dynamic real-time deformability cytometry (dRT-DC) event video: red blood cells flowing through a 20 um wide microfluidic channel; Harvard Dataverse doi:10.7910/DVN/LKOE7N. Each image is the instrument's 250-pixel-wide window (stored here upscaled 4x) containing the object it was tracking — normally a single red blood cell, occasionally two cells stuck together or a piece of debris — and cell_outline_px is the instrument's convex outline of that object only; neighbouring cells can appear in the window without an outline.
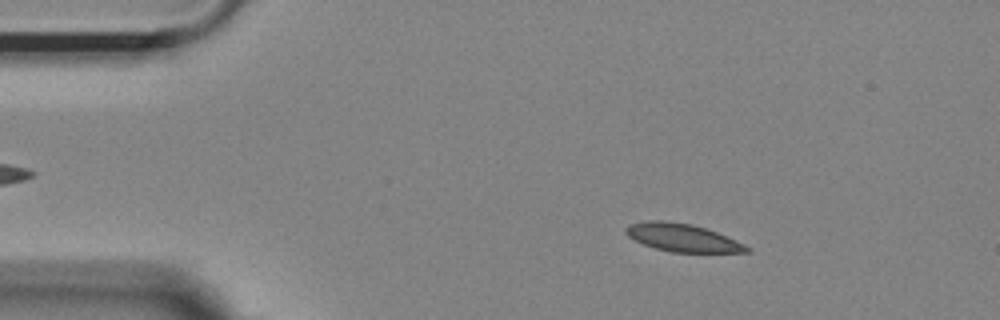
{"species": "Egyptian fruit bat (a non-hibernating species)", "species_latin": "Rousettus aegyptiacus", "temperature_condition": "room temperature", "stored_images_in_passage": 54, "camera_frame_rate_fps": 3000, "um_per_image_px": 0.085, "animal": {"sex": "female"}, "frame": {"image": 1, "passage_image": 8, "time_ms": 2.333, "image_size_px": [1000, 320], "cell_outline_px": [[752, 252], [672, 252], [656, 248], [644, 244], [628, 236], [624, 232], [624, 228], [628, 224], [648, 220], [664, 220], [692, 224], [716, 232], [736, 240], [752, 248]], "centroid_in_image_um": [58.0, 20.19], "position_along_channel_um": 27.0, "area_um2": 19.59}}
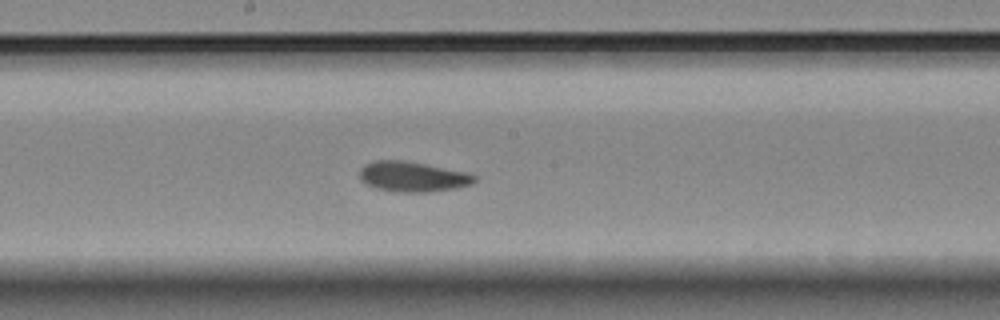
{"frame": {"image": 2, "passage_image": 28, "time_ms": 9.0, "image_size_px": [1000, 320], "cell_outline_px": [[476, 180], [472, 184], [456, 188], [428, 192], [396, 192], [376, 188], [364, 184], [360, 180], [360, 168], [364, 164], [372, 160], [404, 160], [464, 172], [476, 176]], "centroid_in_image_um": [35.01, 15.02], "position_along_channel_um": 213.2, "area_um2": 20.23}}
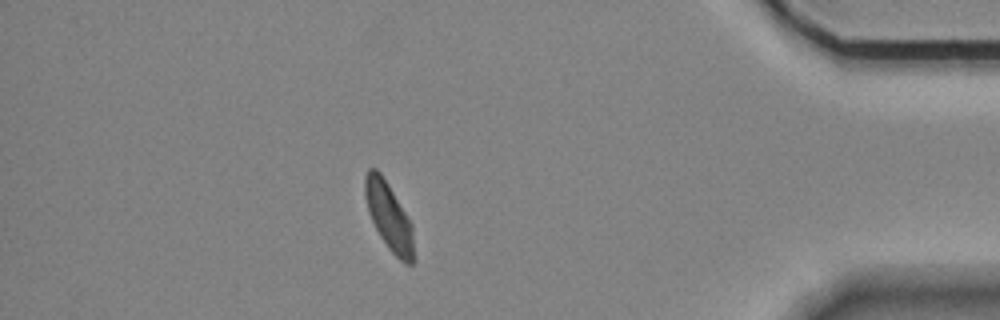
{"frame": {"image": 3, "passage_image": 47, "time_ms": 15.333, "image_size_px": [1000, 320], "cell_outline_px": [[412, 264], [408, 264], [400, 260], [388, 248], [380, 236], [368, 212], [364, 196], [364, 176], [368, 168], [376, 168], [380, 172], [388, 184], [412, 224]], "centroid_in_image_um": [33.0, 18.33], "position_along_channel_um": 402.2, "area_um2": 18.84}, "authors_computed_cell_mechanics": {"area_um2": 19.7676, "velocity_mm_per_s": 3.6408, "shape_relaxation_time_tau1_ms": 7.4717, "shape_relaxation_time_tau2_ms": 1.4731, "deformation_change_tau1": 0.1704, "deformation_change_tau2": 0.0686}}